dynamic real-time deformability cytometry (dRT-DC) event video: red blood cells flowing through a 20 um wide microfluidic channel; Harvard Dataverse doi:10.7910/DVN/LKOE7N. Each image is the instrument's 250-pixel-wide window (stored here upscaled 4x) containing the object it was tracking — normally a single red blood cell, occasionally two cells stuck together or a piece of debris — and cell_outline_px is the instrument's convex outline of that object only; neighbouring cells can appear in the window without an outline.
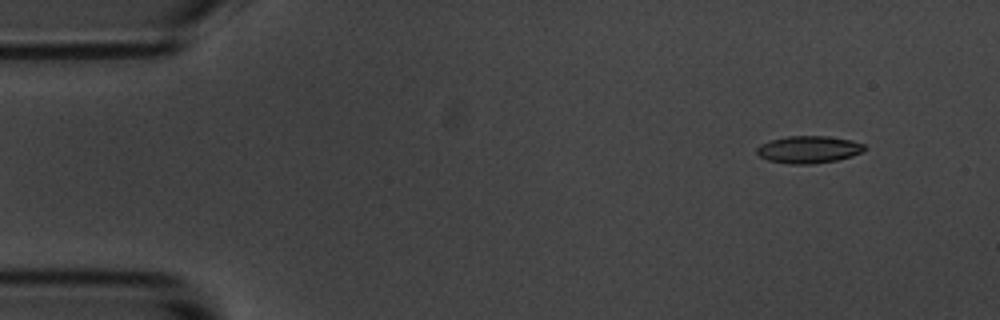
{"species": "common noctule bat (a hibernating species)", "species_latin": "Nyctalus noctula", "temperature_condition": "room temperature", "stored_images_in_passage": 5, "camera_frame_rate_fps": 3000, "um_per_image_px": 0.085, "animal": {"sex": "male", "body_mass_g": 20.1, "forearm_length_mm": 53.5}, "frame": {"image": 1, "passage_image": 1, "time_ms": 0.0, "image_size_px": [1000, 320], "cell_outline_px": [[864, 152], [852, 156], [836, 160], [812, 164], [788, 164], [768, 160], [760, 156], [756, 152], [756, 148], [760, 144], [768, 140], [788, 136], [828, 136], [852, 140], [864, 144]], "centroid_in_image_um": [68.72, 12.7], "position_along_channel_um": 16.3, "area_um2": 17.22}}
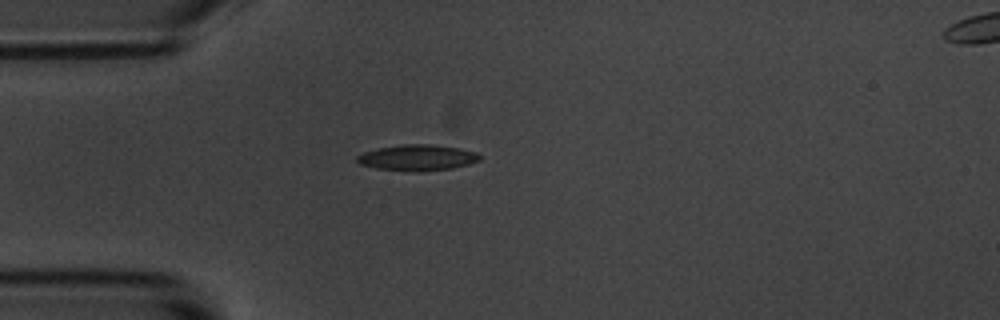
{"frame": {"image": 2, "passage_image": 4, "time_ms": 3.333, "image_size_px": [1000, 320], "cell_outline_px": [[480, 160], [468, 164], [452, 168], [416, 172], [412, 172], [376, 168], [360, 164], [356, 160], [356, 156], [364, 152], [376, 148], [404, 144], [428, 144], [460, 148], [476, 152], [480, 156]], "centroid_in_image_um": [35.45, 13.4], "position_along_channel_um": 49.5, "area_um2": 18.55}}